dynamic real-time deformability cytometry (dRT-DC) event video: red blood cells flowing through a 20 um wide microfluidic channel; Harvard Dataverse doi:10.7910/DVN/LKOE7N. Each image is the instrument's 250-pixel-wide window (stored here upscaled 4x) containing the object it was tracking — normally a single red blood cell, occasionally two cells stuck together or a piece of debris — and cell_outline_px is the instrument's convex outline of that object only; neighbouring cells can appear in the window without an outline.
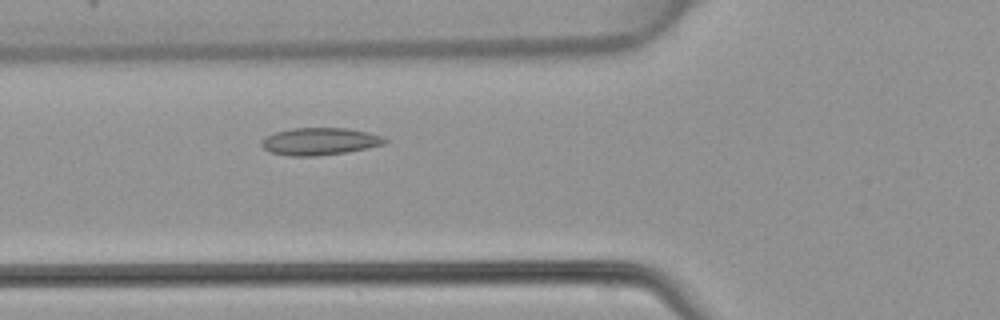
{"species": "common noctule bat (a hibernating species)", "species_latin": "Nyctalus noctula", "temperature_condition": "warm", "stored_images_in_passage": 35, "camera_frame_rate_fps": 3000, "um_per_image_px": 0.085, "animal": {"sex": "female", "body_mass_g": 22.7, "forearm_length_mm": 54.2}, "frame": {"image": 1, "passage_image": 5, "time_ms": 1.333, "image_size_px": [1000, 320], "cell_outline_px": [[388, 140], [384, 144], [368, 148], [348, 152], [316, 156], [288, 156], [268, 152], [260, 144], [260, 140], [276, 132], [292, 128], [348, 128], [368, 132], [380, 136]], "centroid_in_image_um": [27.16, 12.03], "position_along_channel_um": 98.6, "area_um2": 19.71}}
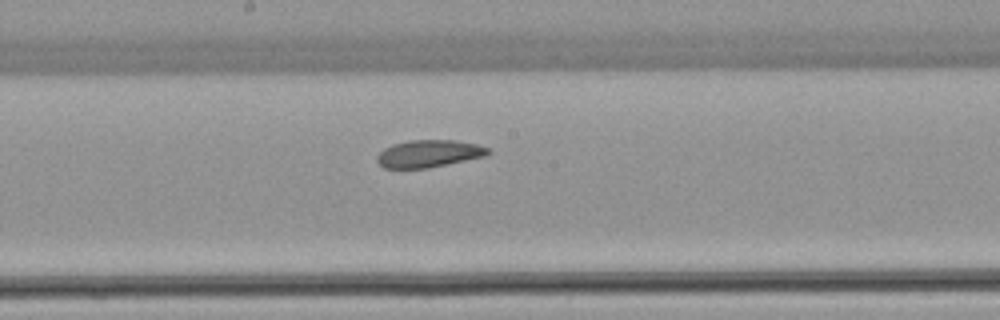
{"frame": {"image": 2, "passage_image": 13, "time_ms": 4.0, "image_size_px": [1000, 320], "cell_outline_px": [[492, 152], [484, 156], [428, 168], [384, 168], [376, 160], [376, 156], [384, 148], [392, 144], [408, 140], [456, 140], [476, 144], [488, 148]], "centroid_in_image_um": [36.42, 13.05], "position_along_channel_um": 211.8, "area_um2": 17.63}}
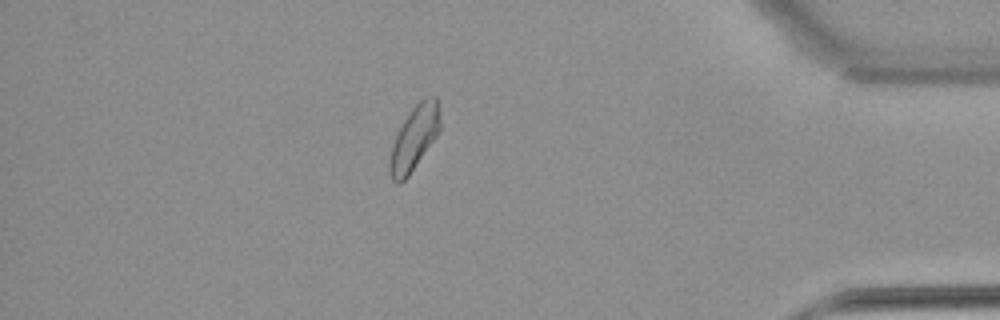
{"frame": {"image": 3, "passage_image": 29, "time_ms": 9.333, "image_size_px": [1000, 320], "cell_outline_px": [[440, 128], [436, 136], [408, 176], [400, 184], [396, 184], [392, 180], [388, 168], [388, 164], [392, 144], [404, 120], [412, 108], [424, 96], [436, 96], [440, 108]], "centroid_in_image_um": [35.21, 11.72], "position_along_channel_um": 400.0, "area_um2": 18.79}}